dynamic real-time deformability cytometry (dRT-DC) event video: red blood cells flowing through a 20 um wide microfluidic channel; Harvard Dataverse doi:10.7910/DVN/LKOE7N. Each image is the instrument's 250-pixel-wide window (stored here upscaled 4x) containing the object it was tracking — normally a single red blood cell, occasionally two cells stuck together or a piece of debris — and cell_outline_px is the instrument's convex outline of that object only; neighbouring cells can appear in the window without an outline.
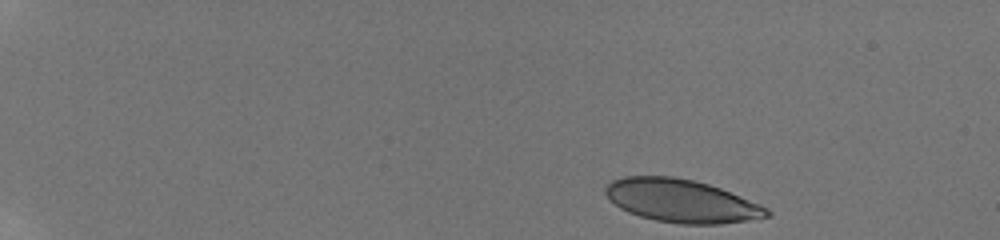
{"species": "human", "species_latin": "Homo sapiens", "temperature_condition": "room temperature", "stored_images_in_passage": 7, "camera_frame_rate_fps": 3000, "um_per_image_px": 0.085, "donor": {"sex": "male"}, "frame": {"image": 1, "passage_image": 1, "time_ms": 0.0, "image_size_px": [1000, 240], "cell_outline_px": [[772, 212], [768, 216], [720, 224], [680, 224], [656, 220], [640, 216], [628, 212], [620, 208], [604, 192], [604, 188], [612, 180], [624, 176], [672, 176], [692, 180], [708, 184], [720, 188], [760, 204], [768, 208]], "centroid_in_image_um": [57.9, 17.07], "position_along_channel_um": 27.1, "area_um2": 40.11}}
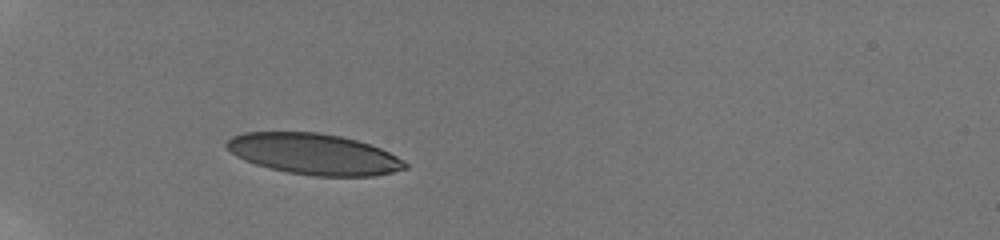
{"frame": {"image": 2, "passage_image": 5, "time_ms": 3.667, "image_size_px": [1000, 240], "cell_outline_px": [[408, 168], [392, 172], [372, 176], [316, 176], [288, 172], [256, 164], [244, 160], [236, 156], [224, 144], [232, 136], [244, 132], [320, 132], [340, 136], [356, 140], [380, 148], [404, 160], [408, 164]], "centroid_in_image_um": [26.69, 13.09], "position_along_channel_um": 58.3, "area_um2": 42.37}}
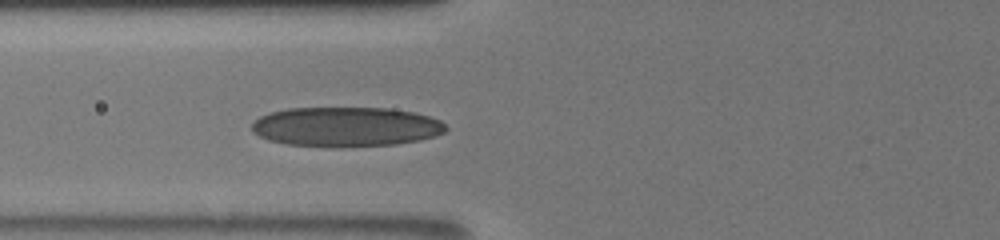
{"frame": {"image": 3, "passage_image": 7, "time_ms": 5.333, "image_size_px": [1000, 240], "cell_outline_px": [[448, 128], [444, 132], [436, 136], [420, 140], [396, 144], [328, 148], [288, 144], [268, 140], [252, 132], [252, 124], [260, 116], [268, 112], [288, 108], [392, 108], [416, 112], [440, 120]], "centroid_in_image_um": [29.41, 10.78], "position_along_channel_um": 96.4, "area_um2": 45.32}}